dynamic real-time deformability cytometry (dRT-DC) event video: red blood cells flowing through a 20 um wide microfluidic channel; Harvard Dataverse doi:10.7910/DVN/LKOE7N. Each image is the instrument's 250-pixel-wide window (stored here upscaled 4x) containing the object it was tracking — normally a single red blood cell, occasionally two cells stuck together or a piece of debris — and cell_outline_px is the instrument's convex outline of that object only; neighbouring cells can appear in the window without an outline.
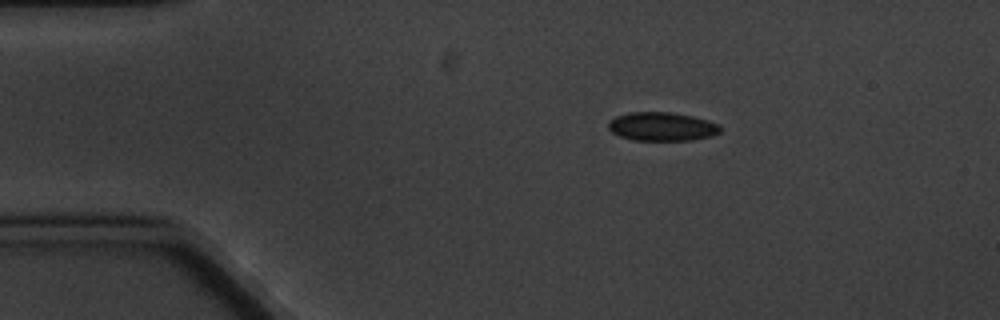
{"species": "common noctule bat (a hibernating species)", "species_latin": "Nyctalus noctula", "temperature_condition": "cold", "stored_images_in_passage": 4, "camera_frame_rate_fps": 3000, "um_per_image_px": 0.085, "animal": {"sex": "male", "body_mass_g": 20.1, "forearm_length_mm": 53.5}, "frame": {"image": 1, "passage_image": 2, "time_ms": 2.0, "image_size_px": [1000, 320], "cell_outline_px": [[720, 132], [712, 136], [692, 140], [636, 140], [620, 136], [612, 132], [608, 128], [608, 120], [616, 116], [628, 112], [672, 112], [692, 116], [708, 120], [720, 124]], "centroid_in_image_um": [56.27, 10.75], "position_along_channel_um": 28.7, "area_um2": 18.79}}